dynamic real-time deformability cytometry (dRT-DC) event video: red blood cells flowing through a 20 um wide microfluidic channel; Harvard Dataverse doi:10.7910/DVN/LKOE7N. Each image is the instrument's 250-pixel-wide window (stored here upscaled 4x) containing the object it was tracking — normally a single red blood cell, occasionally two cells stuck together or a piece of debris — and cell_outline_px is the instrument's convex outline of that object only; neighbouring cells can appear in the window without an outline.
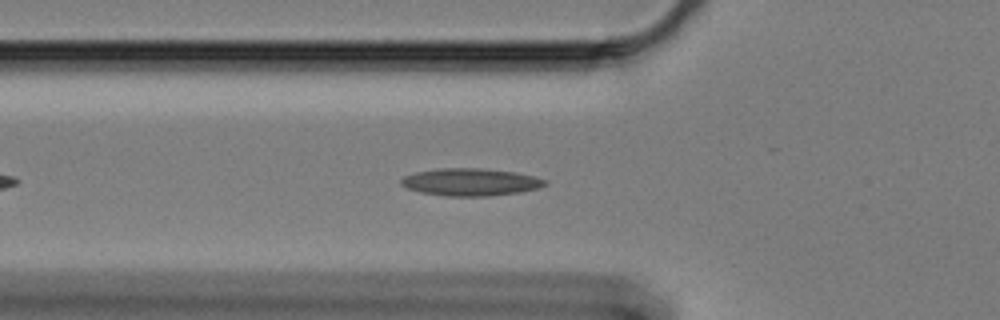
{"species": "Egyptian fruit bat (a non-hibernating species)", "species_latin": "Rousettus aegyptiacus", "temperature_condition": "cold", "stored_images_in_passage": 50, "camera_frame_rate_fps": 3000, "um_per_image_px": 0.085, "animal": {"sex": "female"}, "frame": {"image": 1, "passage_image": 10, "time_ms": 3.0, "image_size_px": [1000, 320], "cell_outline_px": [[548, 184], [540, 188], [520, 192], [492, 196], [444, 196], [420, 192], [408, 188], [400, 184], [400, 180], [404, 176], [416, 172], [440, 168], [480, 168], [512, 172], [536, 176], [548, 180]], "centroid_in_image_um": [40.03, 15.48], "position_along_channel_um": 85.8, "area_um2": 23.12}}
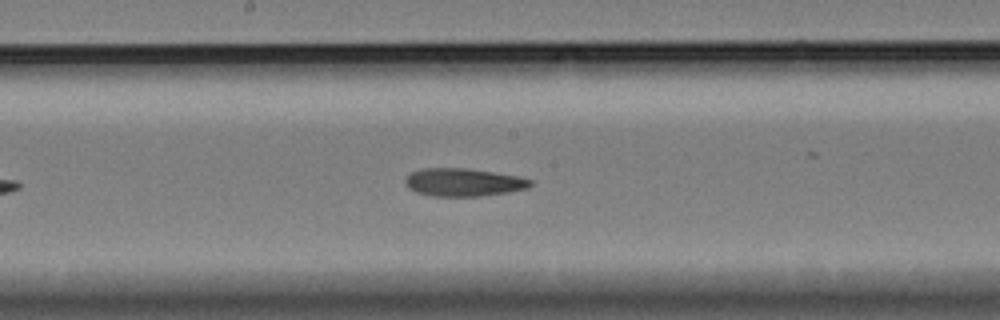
{"frame": {"image": 2, "passage_image": 21, "time_ms": 6.667, "image_size_px": [1000, 320], "cell_outline_px": [[532, 184], [528, 188], [508, 192], [480, 196], [432, 196], [416, 192], [408, 188], [404, 184], [404, 180], [412, 172], [420, 168], [464, 168], [492, 172], [516, 176], [532, 180]], "centroid_in_image_um": [39.35, 15.5], "position_along_channel_um": 208.8, "area_um2": 20.29}}
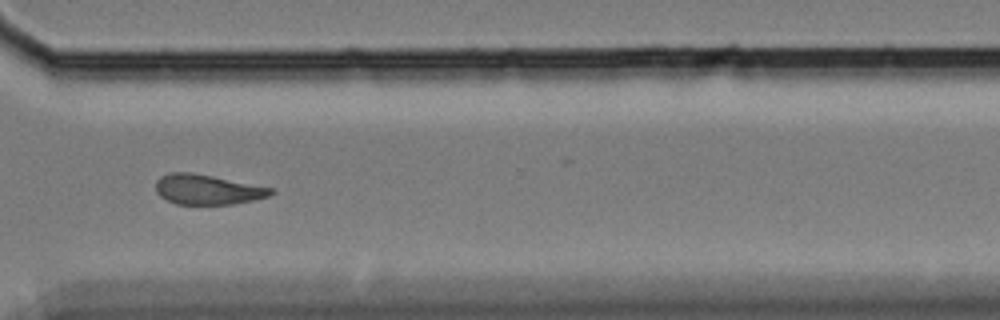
{"frame": {"image": 3, "passage_image": 34, "time_ms": 11.0, "image_size_px": [1000, 320], "cell_outline_px": [[276, 192], [268, 196], [252, 200], [232, 204], [176, 204], [160, 196], [156, 192], [156, 180], [160, 176], [172, 172], [192, 172], [272, 188]], "centroid_in_image_um": [17.6, 16.1], "position_along_channel_um": 353.0, "area_um2": 19.94}, "authors_computed_cell_mechanics": {"area_um2": 20.6057, "velocity_mm_per_s": 3.3291, "shape_relaxation_time_tau1_ms": null, "shape_relaxation_time_tau2_ms": 11.0455, "deformation_change_tau1": null, "deformation_change_tau2": 0.2133}}